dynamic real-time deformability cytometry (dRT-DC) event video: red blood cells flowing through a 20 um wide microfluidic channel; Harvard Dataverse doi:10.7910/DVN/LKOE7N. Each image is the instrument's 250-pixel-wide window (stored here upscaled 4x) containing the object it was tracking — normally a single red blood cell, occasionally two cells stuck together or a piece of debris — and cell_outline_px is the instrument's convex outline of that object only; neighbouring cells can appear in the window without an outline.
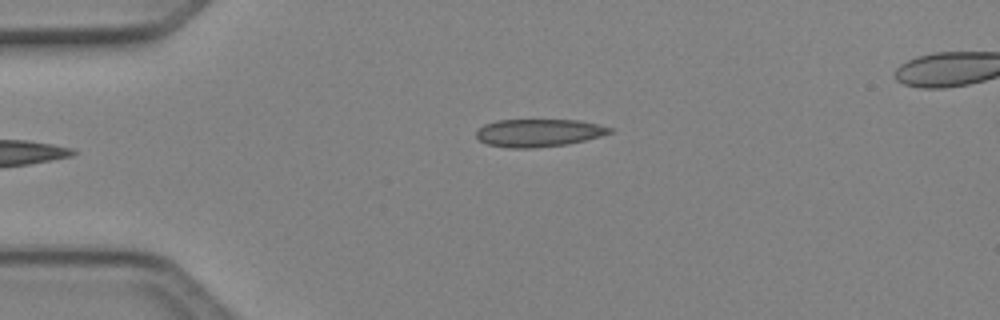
{"species": "Egyptian fruit bat (a non-hibernating species)", "species_latin": "Rousettus aegyptiacus", "temperature_condition": "cold", "stored_images_in_passage": 4, "camera_frame_rate_fps": 3000, "um_per_image_px": 0.085, "animal": {"sex": "female"}, "frame": {"image": 1, "passage_image": 4, "time_ms": 1.0, "image_size_px": [1000, 320], "cell_outline_px": [[612, 132], [600, 136], [568, 144], [532, 148], [508, 148], [488, 144], [480, 140], [476, 136], [476, 132], [484, 124], [496, 120], [580, 120], [612, 128]], "centroid_in_image_um": [45.76, 11.29], "position_along_channel_um": 39.2, "area_um2": 21.44}}